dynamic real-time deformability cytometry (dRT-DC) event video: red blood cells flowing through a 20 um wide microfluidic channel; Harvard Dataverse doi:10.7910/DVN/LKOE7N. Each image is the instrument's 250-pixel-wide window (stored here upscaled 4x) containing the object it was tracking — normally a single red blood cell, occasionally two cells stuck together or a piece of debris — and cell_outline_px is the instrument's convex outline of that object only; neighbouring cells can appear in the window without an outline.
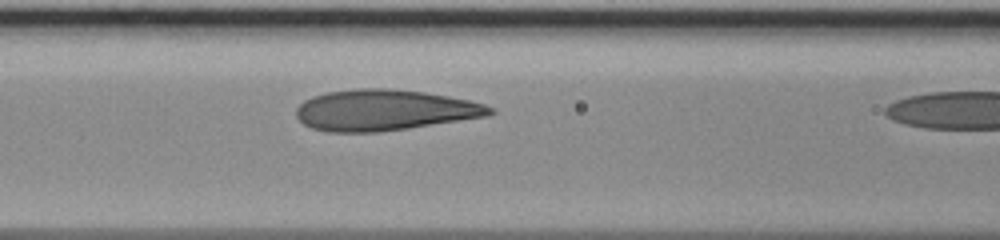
{"species": "human", "species_latin": "Homo sapiens", "temperature_condition": "room temperature", "stored_images_in_passage": 11, "camera_frame_rate_fps": 3000, "um_per_image_px": 0.085, "donor": {"sex": "male"}, "frame": {"image": 1, "passage_image": 10, "time_ms": 3.0, "image_size_px": [1000, 240], "cell_outline_px": [[496, 112], [488, 116], [408, 128], [380, 132], [328, 132], [312, 128], [304, 124], [296, 116], [296, 108], [304, 100], [312, 96], [328, 92], [360, 88], [388, 88], [424, 92], [448, 96], [468, 100], [484, 104], [492, 108]], "centroid_in_image_um": [32.66, 9.36], "position_along_channel_um": 133.9, "area_um2": 46.12}}